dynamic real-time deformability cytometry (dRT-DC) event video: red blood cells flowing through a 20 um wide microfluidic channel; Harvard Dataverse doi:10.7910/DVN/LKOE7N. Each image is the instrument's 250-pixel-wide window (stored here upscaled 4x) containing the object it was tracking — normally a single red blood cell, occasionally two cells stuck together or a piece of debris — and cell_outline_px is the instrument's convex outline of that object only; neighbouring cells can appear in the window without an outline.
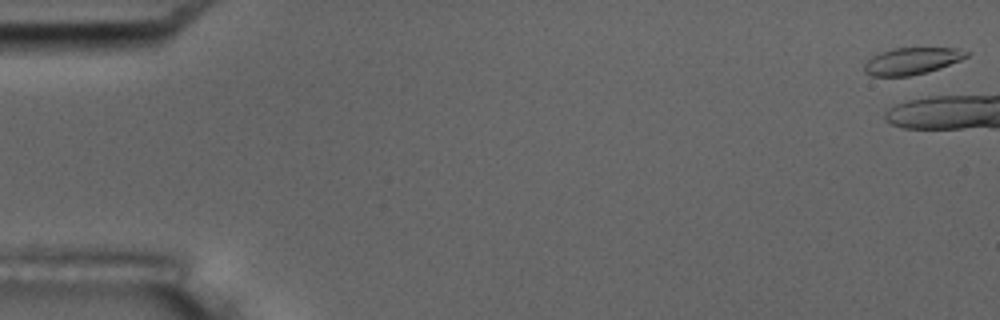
{"species": "common noctule bat (a hibernating species)", "species_latin": "Nyctalus noctula", "temperature_condition": "room temperature", "stored_images_in_passage": 6, "camera_frame_rate_fps": 3000, "um_per_image_px": 0.085, "animal": {"sex": "male", "body_mass_g": 17.5, "forearm_length_mm": 52.3}, "frame": {"image": 1, "passage_image": 1, "time_ms": 0.0, "image_size_px": [1000, 320], "cell_outline_px": [[968, 56], [960, 60], [940, 68], [928, 72], [908, 76], [872, 76], [864, 72], [864, 64], [872, 56], [880, 52], [892, 48], [956, 48], [968, 52]], "centroid_in_image_um": [77.48, 5.19], "position_along_channel_um": 7.5, "area_um2": 15.95}}